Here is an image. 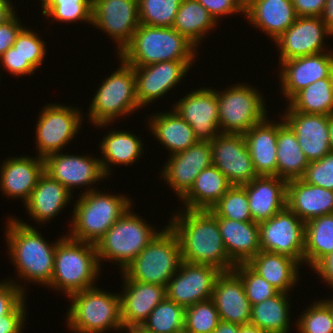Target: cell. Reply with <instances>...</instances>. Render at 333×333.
Wrapping results in <instances>:
<instances>
[{
	"mask_svg": "<svg viewBox=\"0 0 333 333\" xmlns=\"http://www.w3.org/2000/svg\"><path fill=\"white\" fill-rule=\"evenodd\" d=\"M140 24L173 27L182 0H137Z\"/></svg>",
	"mask_w": 333,
	"mask_h": 333,
	"instance_id": "44",
	"label": "cell"
},
{
	"mask_svg": "<svg viewBox=\"0 0 333 333\" xmlns=\"http://www.w3.org/2000/svg\"><path fill=\"white\" fill-rule=\"evenodd\" d=\"M120 292L121 322L124 330L141 327L152 310L166 297L164 285L123 280Z\"/></svg>",
	"mask_w": 333,
	"mask_h": 333,
	"instance_id": "23",
	"label": "cell"
},
{
	"mask_svg": "<svg viewBox=\"0 0 333 333\" xmlns=\"http://www.w3.org/2000/svg\"><path fill=\"white\" fill-rule=\"evenodd\" d=\"M247 264L280 292L289 294L300 280V264L282 254L260 251Z\"/></svg>",
	"mask_w": 333,
	"mask_h": 333,
	"instance_id": "34",
	"label": "cell"
},
{
	"mask_svg": "<svg viewBox=\"0 0 333 333\" xmlns=\"http://www.w3.org/2000/svg\"><path fill=\"white\" fill-rule=\"evenodd\" d=\"M247 192L252 221L260 223L286 207L287 181L277 176H257L242 185Z\"/></svg>",
	"mask_w": 333,
	"mask_h": 333,
	"instance_id": "26",
	"label": "cell"
},
{
	"mask_svg": "<svg viewBox=\"0 0 333 333\" xmlns=\"http://www.w3.org/2000/svg\"><path fill=\"white\" fill-rule=\"evenodd\" d=\"M217 224L225 251L235 265L248 263L261 251L258 223L217 217Z\"/></svg>",
	"mask_w": 333,
	"mask_h": 333,
	"instance_id": "28",
	"label": "cell"
},
{
	"mask_svg": "<svg viewBox=\"0 0 333 333\" xmlns=\"http://www.w3.org/2000/svg\"><path fill=\"white\" fill-rule=\"evenodd\" d=\"M312 270L333 289V252L324 257Z\"/></svg>",
	"mask_w": 333,
	"mask_h": 333,
	"instance_id": "56",
	"label": "cell"
},
{
	"mask_svg": "<svg viewBox=\"0 0 333 333\" xmlns=\"http://www.w3.org/2000/svg\"><path fill=\"white\" fill-rule=\"evenodd\" d=\"M0 63L4 71H8L11 75L16 77L24 75H33L36 69L30 63H23V58L15 47H10L2 56H0Z\"/></svg>",
	"mask_w": 333,
	"mask_h": 333,
	"instance_id": "52",
	"label": "cell"
},
{
	"mask_svg": "<svg viewBox=\"0 0 333 333\" xmlns=\"http://www.w3.org/2000/svg\"><path fill=\"white\" fill-rule=\"evenodd\" d=\"M125 333H148L141 327H131L125 330Z\"/></svg>",
	"mask_w": 333,
	"mask_h": 333,
	"instance_id": "62",
	"label": "cell"
},
{
	"mask_svg": "<svg viewBox=\"0 0 333 333\" xmlns=\"http://www.w3.org/2000/svg\"><path fill=\"white\" fill-rule=\"evenodd\" d=\"M301 179L306 183L333 191V153L326 154L318 161L309 162Z\"/></svg>",
	"mask_w": 333,
	"mask_h": 333,
	"instance_id": "49",
	"label": "cell"
},
{
	"mask_svg": "<svg viewBox=\"0 0 333 333\" xmlns=\"http://www.w3.org/2000/svg\"><path fill=\"white\" fill-rule=\"evenodd\" d=\"M68 297L71 306L66 312V323L72 332L106 333L112 329L125 331L121 322L119 293L106 292L95 286L72 293Z\"/></svg>",
	"mask_w": 333,
	"mask_h": 333,
	"instance_id": "6",
	"label": "cell"
},
{
	"mask_svg": "<svg viewBox=\"0 0 333 333\" xmlns=\"http://www.w3.org/2000/svg\"><path fill=\"white\" fill-rule=\"evenodd\" d=\"M330 151L333 153V113L328 115Z\"/></svg>",
	"mask_w": 333,
	"mask_h": 333,
	"instance_id": "61",
	"label": "cell"
},
{
	"mask_svg": "<svg viewBox=\"0 0 333 333\" xmlns=\"http://www.w3.org/2000/svg\"><path fill=\"white\" fill-rule=\"evenodd\" d=\"M211 145L212 165L217 167L232 185L250 183L257 173L242 134H219Z\"/></svg>",
	"mask_w": 333,
	"mask_h": 333,
	"instance_id": "16",
	"label": "cell"
},
{
	"mask_svg": "<svg viewBox=\"0 0 333 333\" xmlns=\"http://www.w3.org/2000/svg\"><path fill=\"white\" fill-rule=\"evenodd\" d=\"M6 223L8 255L17 270V278L24 279V284L33 281L47 288L54 272L56 246L64 236L50 244L40 231L22 220L12 216Z\"/></svg>",
	"mask_w": 333,
	"mask_h": 333,
	"instance_id": "2",
	"label": "cell"
},
{
	"mask_svg": "<svg viewBox=\"0 0 333 333\" xmlns=\"http://www.w3.org/2000/svg\"><path fill=\"white\" fill-rule=\"evenodd\" d=\"M186 308L165 297L141 328L148 333H178L184 330Z\"/></svg>",
	"mask_w": 333,
	"mask_h": 333,
	"instance_id": "41",
	"label": "cell"
},
{
	"mask_svg": "<svg viewBox=\"0 0 333 333\" xmlns=\"http://www.w3.org/2000/svg\"><path fill=\"white\" fill-rule=\"evenodd\" d=\"M233 85L223 92L217 90L219 129L223 134L244 135L262 122L268 111L261 92L255 87L247 83Z\"/></svg>",
	"mask_w": 333,
	"mask_h": 333,
	"instance_id": "10",
	"label": "cell"
},
{
	"mask_svg": "<svg viewBox=\"0 0 333 333\" xmlns=\"http://www.w3.org/2000/svg\"><path fill=\"white\" fill-rule=\"evenodd\" d=\"M42 15L53 21L92 24V0H40Z\"/></svg>",
	"mask_w": 333,
	"mask_h": 333,
	"instance_id": "42",
	"label": "cell"
},
{
	"mask_svg": "<svg viewBox=\"0 0 333 333\" xmlns=\"http://www.w3.org/2000/svg\"><path fill=\"white\" fill-rule=\"evenodd\" d=\"M325 23L329 36H333V0H326L325 6L320 16Z\"/></svg>",
	"mask_w": 333,
	"mask_h": 333,
	"instance_id": "57",
	"label": "cell"
},
{
	"mask_svg": "<svg viewBox=\"0 0 333 333\" xmlns=\"http://www.w3.org/2000/svg\"><path fill=\"white\" fill-rule=\"evenodd\" d=\"M231 186L228 178L211 165L196 177L190 190L180 199L181 204L188 210H211Z\"/></svg>",
	"mask_w": 333,
	"mask_h": 333,
	"instance_id": "33",
	"label": "cell"
},
{
	"mask_svg": "<svg viewBox=\"0 0 333 333\" xmlns=\"http://www.w3.org/2000/svg\"><path fill=\"white\" fill-rule=\"evenodd\" d=\"M101 269L94 243L73 240L64 235L56 246L54 272L47 287L68 297L95 287L94 282Z\"/></svg>",
	"mask_w": 333,
	"mask_h": 333,
	"instance_id": "4",
	"label": "cell"
},
{
	"mask_svg": "<svg viewBox=\"0 0 333 333\" xmlns=\"http://www.w3.org/2000/svg\"><path fill=\"white\" fill-rule=\"evenodd\" d=\"M193 62L196 61H164L146 66H132L140 108L166 96L177 83H181Z\"/></svg>",
	"mask_w": 333,
	"mask_h": 333,
	"instance_id": "17",
	"label": "cell"
},
{
	"mask_svg": "<svg viewBox=\"0 0 333 333\" xmlns=\"http://www.w3.org/2000/svg\"><path fill=\"white\" fill-rule=\"evenodd\" d=\"M220 320L239 325L250 324L252 305L241 278L234 272H221L216 278L212 298Z\"/></svg>",
	"mask_w": 333,
	"mask_h": 333,
	"instance_id": "25",
	"label": "cell"
},
{
	"mask_svg": "<svg viewBox=\"0 0 333 333\" xmlns=\"http://www.w3.org/2000/svg\"><path fill=\"white\" fill-rule=\"evenodd\" d=\"M220 321L214 301L208 299L186 307L184 330L188 333H213Z\"/></svg>",
	"mask_w": 333,
	"mask_h": 333,
	"instance_id": "45",
	"label": "cell"
},
{
	"mask_svg": "<svg viewBox=\"0 0 333 333\" xmlns=\"http://www.w3.org/2000/svg\"><path fill=\"white\" fill-rule=\"evenodd\" d=\"M210 211L216 217L242 222L252 221L248 195L241 185H232Z\"/></svg>",
	"mask_w": 333,
	"mask_h": 333,
	"instance_id": "43",
	"label": "cell"
},
{
	"mask_svg": "<svg viewBox=\"0 0 333 333\" xmlns=\"http://www.w3.org/2000/svg\"><path fill=\"white\" fill-rule=\"evenodd\" d=\"M25 26L18 34L13 45L23 58V63H30L35 69L42 66L46 53V42L39 33Z\"/></svg>",
	"mask_w": 333,
	"mask_h": 333,
	"instance_id": "48",
	"label": "cell"
},
{
	"mask_svg": "<svg viewBox=\"0 0 333 333\" xmlns=\"http://www.w3.org/2000/svg\"><path fill=\"white\" fill-rule=\"evenodd\" d=\"M122 271V279L166 286L182 263L181 247L169 225Z\"/></svg>",
	"mask_w": 333,
	"mask_h": 333,
	"instance_id": "8",
	"label": "cell"
},
{
	"mask_svg": "<svg viewBox=\"0 0 333 333\" xmlns=\"http://www.w3.org/2000/svg\"><path fill=\"white\" fill-rule=\"evenodd\" d=\"M92 25L116 42L119 55L140 25L137 0H92Z\"/></svg>",
	"mask_w": 333,
	"mask_h": 333,
	"instance_id": "13",
	"label": "cell"
},
{
	"mask_svg": "<svg viewBox=\"0 0 333 333\" xmlns=\"http://www.w3.org/2000/svg\"><path fill=\"white\" fill-rule=\"evenodd\" d=\"M284 111L329 115L333 113V77L323 78L299 91Z\"/></svg>",
	"mask_w": 333,
	"mask_h": 333,
	"instance_id": "40",
	"label": "cell"
},
{
	"mask_svg": "<svg viewBox=\"0 0 333 333\" xmlns=\"http://www.w3.org/2000/svg\"><path fill=\"white\" fill-rule=\"evenodd\" d=\"M131 209L96 242L100 266L101 261H115L122 272L159 233Z\"/></svg>",
	"mask_w": 333,
	"mask_h": 333,
	"instance_id": "9",
	"label": "cell"
},
{
	"mask_svg": "<svg viewBox=\"0 0 333 333\" xmlns=\"http://www.w3.org/2000/svg\"><path fill=\"white\" fill-rule=\"evenodd\" d=\"M289 295L279 292L272 298L252 305L250 324L268 333H290Z\"/></svg>",
	"mask_w": 333,
	"mask_h": 333,
	"instance_id": "38",
	"label": "cell"
},
{
	"mask_svg": "<svg viewBox=\"0 0 333 333\" xmlns=\"http://www.w3.org/2000/svg\"><path fill=\"white\" fill-rule=\"evenodd\" d=\"M21 285L22 283L18 284L13 279L0 282V321L26 297V285Z\"/></svg>",
	"mask_w": 333,
	"mask_h": 333,
	"instance_id": "50",
	"label": "cell"
},
{
	"mask_svg": "<svg viewBox=\"0 0 333 333\" xmlns=\"http://www.w3.org/2000/svg\"><path fill=\"white\" fill-rule=\"evenodd\" d=\"M3 163V164H2ZM0 189L11 199L21 198L26 203L44 173V159L38 156L9 157L1 162Z\"/></svg>",
	"mask_w": 333,
	"mask_h": 333,
	"instance_id": "24",
	"label": "cell"
},
{
	"mask_svg": "<svg viewBox=\"0 0 333 333\" xmlns=\"http://www.w3.org/2000/svg\"><path fill=\"white\" fill-rule=\"evenodd\" d=\"M111 130L104 134L100 145L103 158H99L104 174L107 178L112 174L110 165H129L135 163L142 156L143 143L140 137L126 130Z\"/></svg>",
	"mask_w": 333,
	"mask_h": 333,
	"instance_id": "35",
	"label": "cell"
},
{
	"mask_svg": "<svg viewBox=\"0 0 333 333\" xmlns=\"http://www.w3.org/2000/svg\"><path fill=\"white\" fill-rule=\"evenodd\" d=\"M298 17H320L326 0H291Z\"/></svg>",
	"mask_w": 333,
	"mask_h": 333,
	"instance_id": "55",
	"label": "cell"
},
{
	"mask_svg": "<svg viewBox=\"0 0 333 333\" xmlns=\"http://www.w3.org/2000/svg\"><path fill=\"white\" fill-rule=\"evenodd\" d=\"M26 298L0 321V333H22L26 319Z\"/></svg>",
	"mask_w": 333,
	"mask_h": 333,
	"instance_id": "53",
	"label": "cell"
},
{
	"mask_svg": "<svg viewBox=\"0 0 333 333\" xmlns=\"http://www.w3.org/2000/svg\"><path fill=\"white\" fill-rule=\"evenodd\" d=\"M286 206L302 221L333 213V191L306 183L287 181Z\"/></svg>",
	"mask_w": 333,
	"mask_h": 333,
	"instance_id": "29",
	"label": "cell"
},
{
	"mask_svg": "<svg viewBox=\"0 0 333 333\" xmlns=\"http://www.w3.org/2000/svg\"><path fill=\"white\" fill-rule=\"evenodd\" d=\"M150 117V118H149ZM149 130L159 144L170 151L169 155L184 151L196 144L199 140L195 137L191 126L175 110L158 112L149 115Z\"/></svg>",
	"mask_w": 333,
	"mask_h": 333,
	"instance_id": "32",
	"label": "cell"
},
{
	"mask_svg": "<svg viewBox=\"0 0 333 333\" xmlns=\"http://www.w3.org/2000/svg\"><path fill=\"white\" fill-rule=\"evenodd\" d=\"M295 321L300 333H333V320L329 309V299L313 302Z\"/></svg>",
	"mask_w": 333,
	"mask_h": 333,
	"instance_id": "46",
	"label": "cell"
},
{
	"mask_svg": "<svg viewBox=\"0 0 333 333\" xmlns=\"http://www.w3.org/2000/svg\"><path fill=\"white\" fill-rule=\"evenodd\" d=\"M131 206L133 202L129 196L104 193L97 189L81 193L72 210L71 230L67 236L96 244Z\"/></svg>",
	"mask_w": 333,
	"mask_h": 333,
	"instance_id": "5",
	"label": "cell"
},
{
	"mask_svg": "<svg viewBox=\"0 0 333 333\" xmlns=\"http://www.w3.org/2000/svg\"><path fill=\"white\" fill-rule=\"evenodd\" d=\"M327 37H330L329 33L320 17H297L274 41L280 51L278 59L281 63L292 58L330 51L324 44Z\"/></svg>",
	"mask_w": 333,
	"mask_h": 333,
	"instance_id": "19",
	"label": "cell"
},
{
	"mask_svg": "<svg viewBox=\"0 0 333 333\" xmlns=\"http://www.w3.org/2000/svg\"><path fill=\"white\" fill-rule=\"evenodd\" d=\"M217 24L198 0H182L172 28L198 49L199 43L208 32L215 30Z\"/></svg>",
	"mask_w": 333,
	"mask_h": 333,
	"instance_id": "37",
	"label": "cell"
},
{
	"mask_svg": "<svg viewBox=\"0 0 333 333\" xmlns=\"http://www.w3.org/2000/svg\"><path fill=\"white\" fill-rule=\"evenodd\" d=\"M212 165L211 145L198 141L188 149L170 155L163 165L160 178L167 182L181 199L192 187L200 172Z\"/></svg>",
	"mask_w": 333,
	"mask_h": 333,
	"instance_id": "21",
	"label": "cell"
},
{
	"mask_svg": "<svg viewBox=\"0 0 333 333\" xmlns=\"http://www.w3.org/2000/svg\"><path fill=\"white\" fill-rule=\"evenodd\" d=\"M118 59L121 61L119 68L102 80L89 105L86 115L94 127L105 128L119 117L141 109L136 96L134 68Z\"/></svg>",
	"mask_w": 333,
	"mask_h": 333,
	"instance_id": "7",
	"label": "cell"
},
{
	"mask_svg": "<svg viewBox=\"0 0 333 333\" xmlns=\"http://www.w3.org/2000/svg\"><path fill=\"white\" fill-rule=\"evenodd\" d=\"M244 15L250 25L265 32L273 41L298 17L291 0H245Z\"/></svg>",
	"mask_w": 333,
	"mask_h": 333,
	"instance_id": "27",
	"label": "cell"
},
{
	"mask_svg": "<svg viewBox=\"0 0 333 333\" xmlns=\"http://www.w3.org/2000/svg\"><path fill=\"white\" fill-rule=\"evenodd\" d=\"M71 197L74 196L66 187L44 172L24 206L32 220L42 225L72 203Z\"/></svg>",
	"mask_w": 333,
	"mask_h": 333,
	"instance_id": "30",
	"label": "cell"
},
{
	"mask_svg": "<svg viewBox=\"0 0 333 333\" xmlns=\"http://www.w3.org/2000/svg\"><path fill=\"white\" fill-rule=\"evenodd\" d=\"M333 252V213L305 222L304 263L314 268Z\"/></svg>",
	"mask_w": 333,
	"mask_h": 333,
	"instance_id": "39",
	"label": "cell"
},
{
	"mask_svg": "<svg viewBox=\"0 0 333 333\" xmlns=\"http://www.w3.org/2000/svg\"><path fill=\"white\" fill-rule=\"evenodd\" d=\"M233 271L241 278L251 305L272 298L280 291L256 273L247 263L237 264Z\"/></svg>",
	"mask_w": 333,
	"mask_h": 333,
	"instance_id": "47",
	"label": "cell"
},
{
	"mask_svg": "<svg viewBox=\"0 0 333 333\" xmlns=\"http://www.w3.org/2000/svg\"><path fill=\"white\" fill-rule=\"evenodd\" d=\"M172 105L171 109L188 122L199 141L210 142L221 134L216 89H194Z\"/></svg>",
	"mask_w": 333,
	"mask_h": 333,
	"instance_id": "18",
	"label": "cell"
},
{
	"mask_svg": "<svg viewBox=\"0 0 333 333\" xmlns=\"http://www.w3.org/2000/svg\"><path fill=\"white\" fill-rule=\"evenodd\" d=\"M238 333H268L257 326L247 324V325H240Z\"/></svg>",
	"mask_w": 333,
	"mask_h": 333,
	"instance_id": "60",
	"label": "cell"
},
{
	"mask_svg": "<svg viewBox=\"0 0 333 333\" xmlns=\"http://www.w3.org/2000/svg\"><path fill=\"white\" fill-rule=\"evenodd\" d=\"M44 172L59 181L72 193L74 187L80 188L84 185V188L88 187L82 193L96 190L91 186L97 184L98 181H104L107 177L103 172L99 158L91 157V155L64 154L62 151L44 158Z\"/></svg>",
	"mask_w": 333,
	"mask_h": 333,
	"instance_id": "15",
	"label": "cell"
},
{
	"mask_svg": "<svg viewBox=\"0 0 333 333\" xmlns=\"http://www.w3.org/2000/svg\"><path fill=\"white\" fill-rule=\"evenodd\" d=\"M239 324L220 321L213 333H238Z\"/></svg>",
	"mask_w": 333,
	"mask_h": 333,
	"instance_id": "59",
	"label": "cell"
},
{
	"mask_svg": "<svg viewBox=\"0 0 333 333\" xmlns=\"http://www.w3.org/2000/svg\"><path fill=\"white\" fill-rule=\"evenodd\" d=\"M284 122L291 128L307 160L318 161L330 153L328 115L284 111Z\"/></svg>",
	"mask_w": 333,
	"mask_h": 333,
	"instance_id": "22",
	"label": "cell"
},
{
	"mask_svg": "<svg viewBox=\"0 0 333 333\" xmlns=\"http://www.w3.org/2000/svg\"><path fill=\"white\" fill-rule=\"evenodd\" d=\"M196 49L172 27L140 24L117 57L130 66H146L164 61H195Z\"/></svg>",
	"mask_w": 333,
	"mask_h": 333,
	"instance_id": "3",
	"label": "cell"
},
{
	"mask_svg": "<svg viewBox=\"0 0 333 333\" xmlns=\"http://www.w3.org/2000/svg\"><path fill=\"white\" fill-rule=\"evenodd\" d=\"M198 2L206 8L216 22H219L217 20L221 16L240 12L245 14V0H198Z\"/></svg>",
	"mask_w": 333,
	"mask_h": 333,
	"instance_id": "51",
	"label": "cell"
},
{
	"mask_svg": "<svg viewBox=\"0 0 333 333\" xmlns=\"http://www.w3.org/2000/svg\"><path fill=\"white\" fill-rule=\"evenodd\" d=\"M172 216L168 225L180 243L182 261L233 271L236 265L225 251L217 217L210 210L183 209Z\"/></svg>",
	"mask_w": 333,
	"mask_h": 333,
	"instance_id": "1",
	"label": "cell"
},
{
	"mask_svg": "<svg viewBox=\"0 0 333 333\" xmlns=\"http://www.w3.org/2000/svg\"><path fill=\"white\" fill-rule=\"evenodd\" d=\"M221 272L212 265L182 261L165 286L166 297L185 308L211 299L216 278Z\"/></svg>",
	"mask_w": 333,
	"mask_h": 333,
	"instance_id": "14",
	"label": "cell"
},
{
	"mask_svg": "<svg viewBox=\"0 0 333 333\" xmlns=\"http://www.w3.org/2000/svg\"><path fill=\"white\" fill-rule=\"evenodd\" d=\"M329 309L331 311V316H332V320H333V297H332V299L329 297Z\"/></svg>",
	"mask_w": 333,
	"mask_h": 333,
	"instance_id": "63",
	"label": "cell"
},
{
	"mask_svg": "<svg viewBox=\"0 0 333 333\" xmlns=\"http://www.w3.org/2000/svg\"><path fill=\"white\" fill-rule=\"evenodd\" d=\"M330 50L279 63L281 93L288 102L315 81L333 77V51Z\"/></svg>",
	"mask_w": 333,
	"mask_h": 333,
	"instance_id": "20",
	"label": "cell"
},
{
	"mask_svg": "<svg viewBox=\"0 0 333 333\" xmlns=\"http://www.w3.org/2000/svg\"><path fill=\"white\" fill-rule=\"evenodd\" d=\"M178 333H188V332H186L185 330H183V331H180V332H178Z\"/></svg>",
	"mask_w": 333,
	"mask_h": 333,
	"instance_id": "64",
	"label": "cell"
},
{
	"mask_svg": "<svg viewBox=\"0 0 333 333\" xmlns=\"http://www.w3.org/2000/svg\"><path fill=\"white\" fill-rule=\"evenodd\" d=\"M258 226L261 251L282 254L303 265L305 222L287 206Z\"/></svg>",
	"mask_w": 333,
	"mask_h": 333,
	"instance_id": "12",
	"label": "cell"
},
{
	"mask_svg": "<svg viewBox=\"0 0 333 333\" xmlns=\"http://www.w3.org/2000/svg\"><path fill=\"white\" fill-rule=\"evenodd\" d=\"M23 28L24 25L16 14L5 24L0 25V56L14 45Z\"/></svg>",
	"mask_w": 333,
	"mask_h": 333,
	"instance_id": "54",
	"label": "cell"
},
{
	"mask_svg": "<svg viewBox=\"0 0 333 333\" xmlns=\"http://www.w3.org/2000/svg\"><path fill=\"white\" fill-rule=\"evenodd\" d=\"M277 122V177L286 181L301 179L309 164L295 133L284 122Z\"/></svg>",
	"mask_w": 333,
	"mask_h": 333,
	"instance_id": "36",
	"label": "cell"
},
{
	"mask_svg": "<svg viewBox=\"0 0 333 333\" xmlns=\"http://www.w3.org/2000/svg\"><path fill=\"white\" fill-rule=\"evenodd\" d=\"M83 113L78 108L61 105L60 103L48 104L42 108L36 124V149L38 157L58 153L80 131Z\"/></svg>",
	"mask_w": 333,
	"mask_h": 333,
	"instance_id": "11",
	"label": "cell"
},
{
	"mask_svg": "<svg viewBox=\"0 0 333 333\" xmlns=\"http://www.w3.org/2000/svg\"><path fill=\"white\" fill-rule=\"evenodd\" d=\"M258 176H277V122L266 117L244 134Z\"/></svg>",
	"mask_w": 333,
	"mask_h": 333,
	"instance_id": "31",
	"label": "cell"
},
{
	"mask_svg": "<svg viewBox=\"0 0 333 333\" xmlns=\"http://www.w3.org/2000/svg\"><path fill=\"white\" fill-rule=\"evenodd\" d=\"M12 4L11 0H0V25L5 24L16 14Z\"/></svg>",
	"mask_w": 333,
	"mask_h": 333,
	"instance_id": "58",
	"label": "cell"
}]
</instances>
